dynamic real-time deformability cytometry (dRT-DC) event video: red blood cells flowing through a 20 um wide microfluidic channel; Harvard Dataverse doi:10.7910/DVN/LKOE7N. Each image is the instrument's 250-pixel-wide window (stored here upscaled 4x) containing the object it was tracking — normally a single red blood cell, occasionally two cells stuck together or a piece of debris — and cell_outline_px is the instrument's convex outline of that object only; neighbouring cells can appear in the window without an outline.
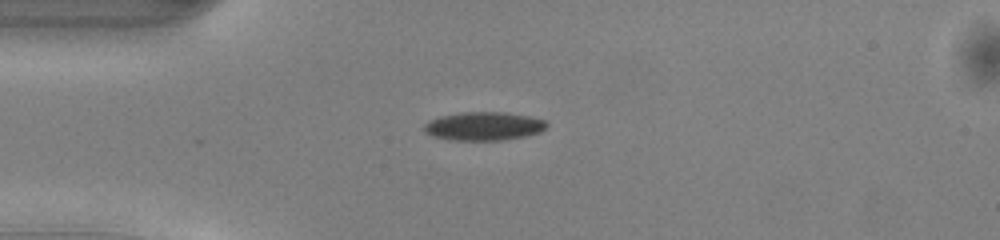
{"species": "common noctule bat (a hibernating species)", "species_latin": "Nyctalus noctula", "temperature_condition": "warm", "stored_images_in_passage": 6, "camera_frame_rate_fps": 3000, "um_per_image_px": 0.085, "animal": {"sex": "male", "body_mass_g": 13.0, "forearm_length_mm": 53.1}, "frame": {"image": 1, "passage_image": 1, "time_ms": 0.0, "image_size_px": [1000, 240], "cell_outline_px": [[548, 124], [540, 132], [524, 136], [504, 140], [448, 140], [432, 136], [424, 132], [424, 124], [428, 120], [440, 116], [460, 112], [504, 112], [528, 116], [544, 120]], "centroid_in_image_um": [41.06, 10.72], "position_along_channel_um": 43.9, "area_um2": 20.4}}
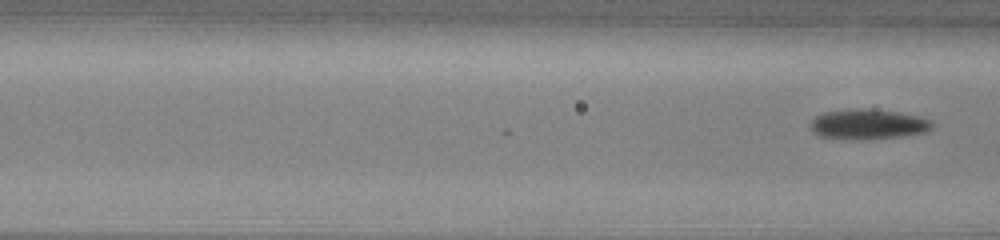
{"frame": {"image": 2, "passage_image": 6, "time_ms": 1.667, "image_size_px": [1000, 240], "cell_outline_px": [[932, 128], [924, 132], [900, 136], [820, 136], [812, 132], [808, 124], [816, 116], [824, 112], [848, 108], [872, 108], [900, 112], [920, 116], [932, 120]], "centroid_in_image_um": [73.79, 10.47], "position_along_channel_um": 92.8, "area_um2": 20.52}}